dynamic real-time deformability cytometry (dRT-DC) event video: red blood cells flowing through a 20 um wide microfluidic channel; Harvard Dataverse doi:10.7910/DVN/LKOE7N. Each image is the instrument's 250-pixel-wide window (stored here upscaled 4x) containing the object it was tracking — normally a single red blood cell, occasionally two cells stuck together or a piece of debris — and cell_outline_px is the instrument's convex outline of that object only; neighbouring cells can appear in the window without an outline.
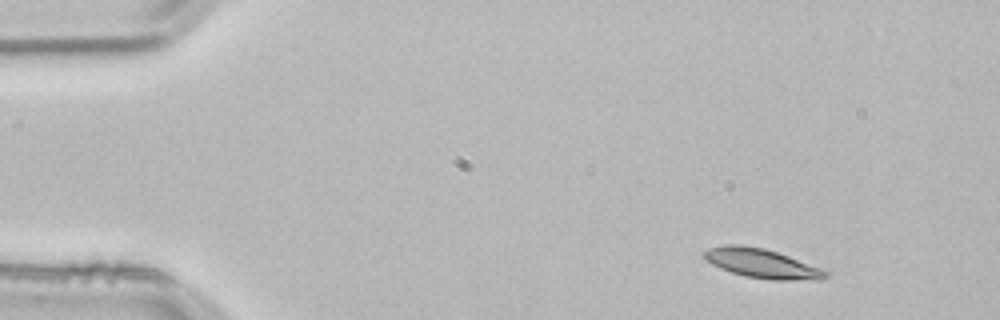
{"species": "common noctule bat (a hibernating species)", "species_latin": "Nyctalus noctula", "temperature_condition": "room temperature", "stored_images_in_passage": 3, "camera_frame_rate_fps": 3000, "um_per_image_px": 0.085, "animal": {"sex": "male", "body_mass_g": 21.5, "forearm_length_mm": 52.0}, "frame": {"image": 1, "passage_image": 1, "time_ms": 0.0, "image_size_px": [1000, 320], "cell_outline_px": [[828, 276], [820, 280], [772, 280], [744, 276], [720, 268], [712, 264], [704, 256], [704, 252], [708, 248], [724, 244], [740, 244], [764, 248], [788, 256], [820, 268], [828, 272]], "centroid_in_image_um": [64.75, 22.39], "position_along_channel_um": 20.3, "area_um2": 20.58}}